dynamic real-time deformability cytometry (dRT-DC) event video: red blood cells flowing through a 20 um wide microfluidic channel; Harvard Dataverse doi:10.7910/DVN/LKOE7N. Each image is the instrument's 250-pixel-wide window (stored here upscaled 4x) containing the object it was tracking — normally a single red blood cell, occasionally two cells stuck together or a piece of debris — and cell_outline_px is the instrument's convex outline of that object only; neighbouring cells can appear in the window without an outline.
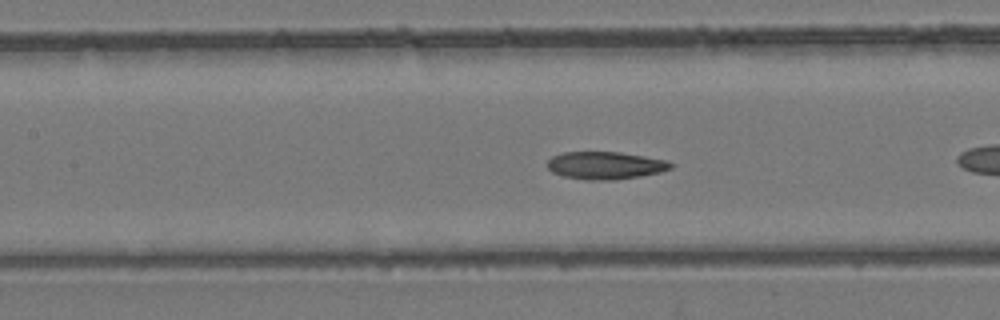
{"species": "common noctule bat (a hibernating species)", "species_latin": "Nyctalus noctula", "temperature_condition": "room temperature", "stored_images_in_passage": 23, "camera_frame_rate_fps": 3000, "um_per_image_px": 0.085, "animal": {"sex": "female", "body_mass_g": 24.6, "forearm_length_mm": 56.2}, "frame": {"image": 1, "passage_image": 7, "time_ms": 2.0, "image_size_px": [1000, 320], "cell_outline_px": [[672, 168], [660, 172], [640, 176], [612, 180], [588, 180], [564, 176], [552, 172], [548, 168], [548, 160], [552, 156], [564, 152], [620, 152], [644, 156], [664, 160], [672, 164]], "centroid_in_image_um": [51.43, 14.06], "position_along_channel_um": 156.0, "area_um2": 19.65}}
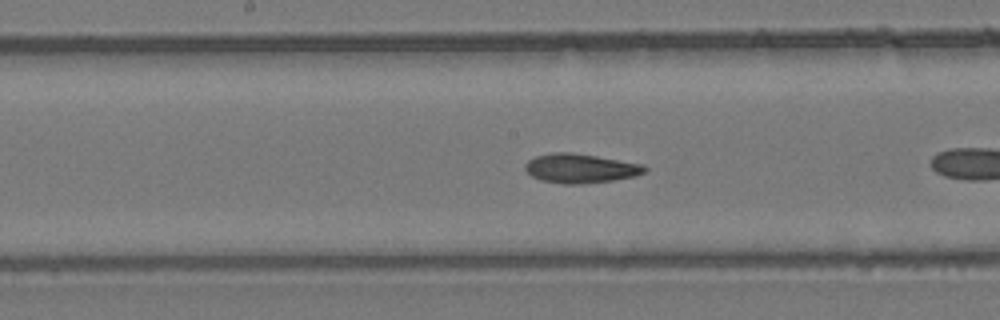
{"frame": {"image": 2, "passage_image": 10, "time_ms": 3.0, "image_size_px": [1000, 320], "cell_outline_px": [[648, 168], [644, 172], [636, 176], [612, 180], [584, 184], [564, 184], [540, 180], [532, 176], [524, 168], [524, 164], [528, 160], [536, 156], [552, 152], [572, 152], [644, 164]], "centroid_in_image_um": [49.33, 14.31], "position_along_channel_um": 198.9, "area_um2": 20.46}}